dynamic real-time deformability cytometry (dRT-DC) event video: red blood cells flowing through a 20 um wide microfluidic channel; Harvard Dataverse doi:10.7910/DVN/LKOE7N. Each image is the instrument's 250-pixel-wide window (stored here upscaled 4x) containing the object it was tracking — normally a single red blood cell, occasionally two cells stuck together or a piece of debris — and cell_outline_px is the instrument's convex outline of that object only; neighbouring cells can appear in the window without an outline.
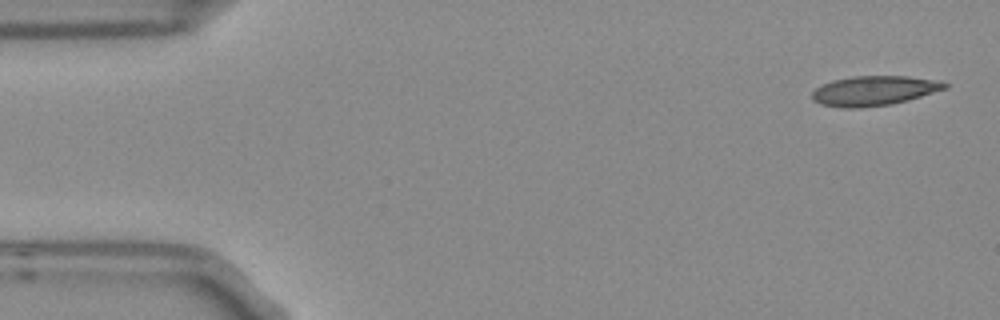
{"species": "Egyptian fruit bat (a non-hibernating species)", "species_latin": "Rousettus aegyptiacus", "temperature_condition": "room temperature", "stored_images_in_passage": 6, "camera_frame_rate_fps": 3000, "um_per_image_px": 0.085, "frame": {"image": 1, "passage_image": 1, "time_ms": 0.0, "image_size_px": [1000, 320], "cell_outline_px": [[948, 88], [908, 100], [892, 104], [860, 108], [844, 108], [820, 104], [812, 100], [812, 92], [816, 88], [832, 80], [852, 76], [908, 76], [940, 80], [948, 84]], "centroid_in_image_um": [74.31, 7.71], "position_along_channel_um": 10.7, "area_um2": 23.12}}
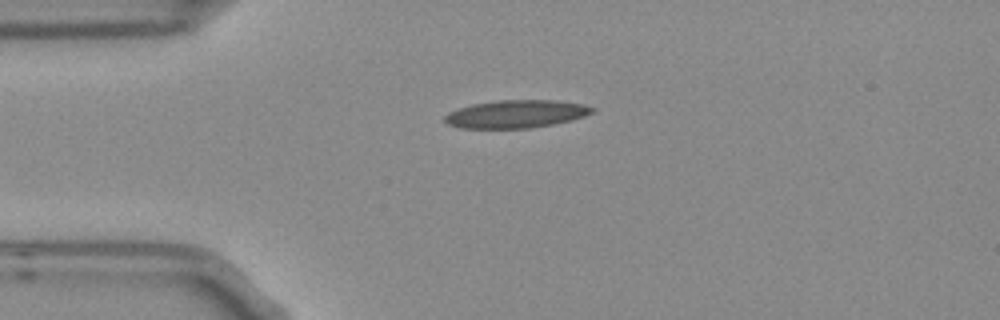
{"frame": {"image": 2, "passage_image": 4, "time_ms": 1.0, "image_size_px": [1000, 320], "cell_outline_px": [[596, 108], [592, 112], [584, 116], [572, 120], [552, 124], [528, 128], [460, 128], [448, 124], [444, 120], [444, 116], [448, 112], [472, 104], [496, 100], [556, 100], [584, 104]], "centroid_in_image_um": [43.86, 9.68], "position_along_channel_um": 41.1, "area_um2": 23.93}}